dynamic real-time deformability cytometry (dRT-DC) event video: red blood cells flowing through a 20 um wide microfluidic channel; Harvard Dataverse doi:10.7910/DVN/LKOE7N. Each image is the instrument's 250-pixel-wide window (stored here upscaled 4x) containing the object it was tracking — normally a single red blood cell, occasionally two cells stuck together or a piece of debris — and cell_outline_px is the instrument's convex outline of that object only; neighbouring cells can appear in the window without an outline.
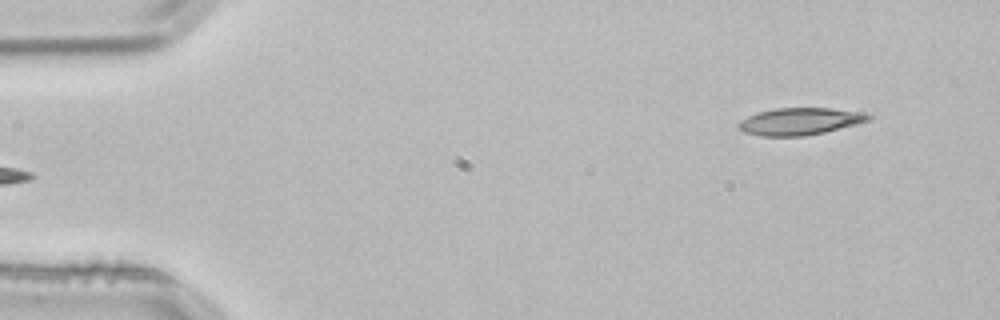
{"species": "common noctule bat (a hibernating species)", "species_latin": "Nyctalus noctula", "temperature_condition": "room temperature", "stored_images_in_passage": 4, "segment_of_instrument_passage": [2, 2], "camera_frame_rate_fps": 3000, "um_per_image_px": 0.085, "animal": {"sex": "male", "body_mass_g": 21.5, "forearm_length_mm": 52.0}, "frame": {"image": 1, "passage_image": 4, "time_ms": 1.0, "image_size_px": [1000, 320], "cell_outline_px": [[872, 116], [868, 120], [856, 124], [824, 132], [804, 136], [760, 136], [744, 132], [736, 124], [740, 120], [748, 116], [760, 112], [776, 108], [828, 108], [860, 112]], "centroid_in_image_um": [67.94, 10.32], "position_along_channel_um": 17.1, "area_um2": 20.23}}